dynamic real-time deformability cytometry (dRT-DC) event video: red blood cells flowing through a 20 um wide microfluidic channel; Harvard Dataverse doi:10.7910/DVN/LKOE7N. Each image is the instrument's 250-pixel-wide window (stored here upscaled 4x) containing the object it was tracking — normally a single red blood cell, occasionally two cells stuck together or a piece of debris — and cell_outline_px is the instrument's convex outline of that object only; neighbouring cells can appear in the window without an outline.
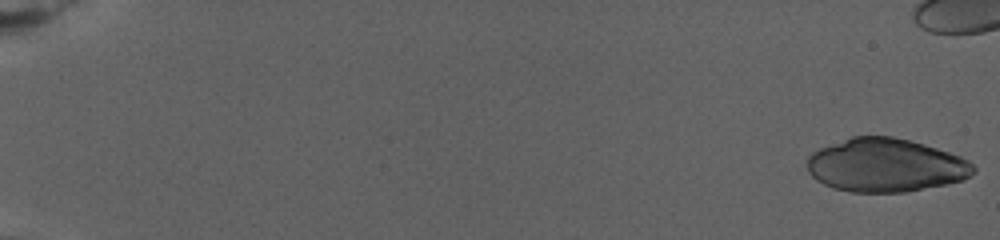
{"species": "human", "species_latin": "Homo sapiens", "temperature_condition": "warm", "stored_images_in_passage": 44, "camera_frame_rate_fps": 3000, "um_per_image_px": 0.085, "donor": {"sex": "female"}, "frame": {"image": 1, "passage_image": 1, "time_ms": 0.0, "image_size_px": [1000, 240], "cell_outline_px": [[976, 172], [964, 180], [904, 192], [852, 192], [832, 188], [816, 180], [808, 172], [808, 156], [812, 152], [820, 148], [852, 136], [892, 136], [924, 144], [960, 156], [968, 160], [976, 168]], "centroid_in_image_um": [75.27, 14.05], "position_along_channel_um": 9.7, "area_um2": 51.67}}